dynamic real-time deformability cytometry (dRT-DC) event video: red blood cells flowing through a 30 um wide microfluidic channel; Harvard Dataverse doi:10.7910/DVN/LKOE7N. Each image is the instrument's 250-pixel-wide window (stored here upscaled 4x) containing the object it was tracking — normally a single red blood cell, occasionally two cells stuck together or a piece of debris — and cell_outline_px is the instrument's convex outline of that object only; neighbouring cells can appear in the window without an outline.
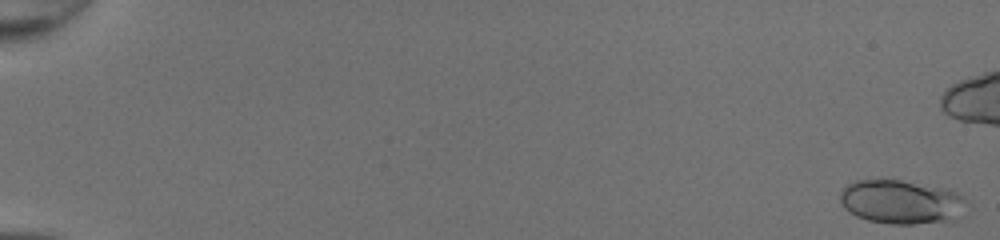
{"species": "common noctule bat (a hibernating species)", "species_latin": "Nyctalus noctula", "temperature_condition": "room temperature", "stored_images_in_passage": 45, "camera_frame_rate_fps": 3000, "um_per_image_px": 0.085, "animal": {"sex": "female", "body_mass_g": 20.0, "forearm_length_mm": 54.0}, "frame": {"image": 1, "passage_image": 1, "time_ms": 0.0, "image_size_px": [1000, 240], "cell_outline_px": [[972, 208], [968, 216], [956, 220], [912, 224], [892, 224], [868, 220], [856, 216], [848, 212], [844, 208], [840, 200], [840, 192], [848, 184], [856, 180], [900, 180], [940, 188], [952, 192], [960, 196], [972, 204]], "centroid_in_image_um": [76.71, 17.2], "position_along_channel_um": 8.3, "area_um2": 32.89}}